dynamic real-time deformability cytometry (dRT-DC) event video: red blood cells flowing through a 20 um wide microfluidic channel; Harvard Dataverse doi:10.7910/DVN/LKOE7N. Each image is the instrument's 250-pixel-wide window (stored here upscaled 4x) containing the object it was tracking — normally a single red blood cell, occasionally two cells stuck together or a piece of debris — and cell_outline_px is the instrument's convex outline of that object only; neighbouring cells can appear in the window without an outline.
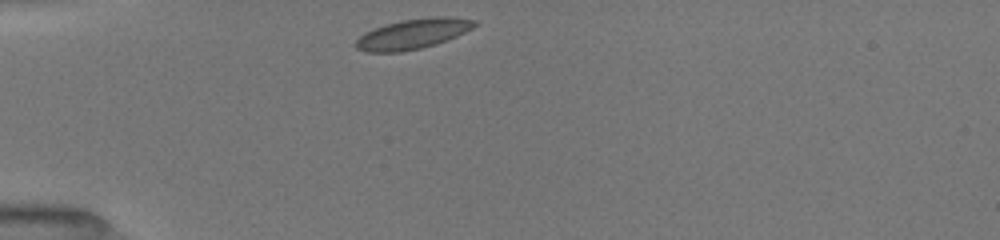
{"species": "common noctule bat (a hibernating species)", "species_latin": "Nyctalus noctula", "temperature_condition": "room temperature", "stored_images_in_passage": 20, "camera_frame_rate_fps": 3000, "um_per_image_px": 0.085, "animal": {"sex": "female", "body_mass_g": 19.5, "forearm_length_mm": 54.1}, "frame": {"image": 1, "passage_image": 1, "time_ms": 0.0, "image_size_px": [1000, 240], "cell_outline_px": [[476, 24], [472, 28], [456, 36], [436, 44], [420, 48], [400, 52], [368, 52], [356, 48], [356, 40], [364, 32], [372, 28], [404, 20], [432, 16], [448, 16], [476, 20]], "centroid_in_image_um": [35.08, 2.87], "position_along_channel_um": 49.9, "area_um2": 20.63}}
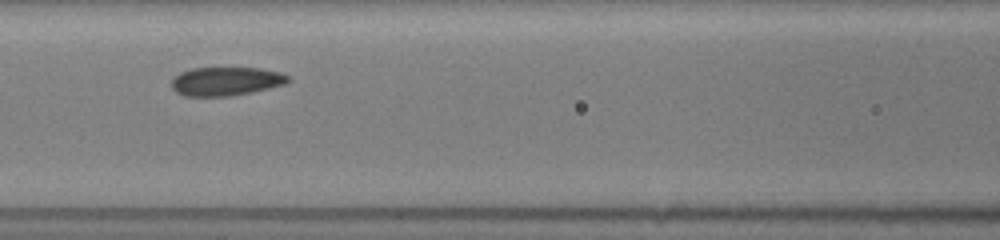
{"frame": {"image": 2, "passage_image": 10, "time_ms": 3.0, "image_size_px": [1000, 240], "cell_outline_px": [[292, 80], [284, 84], [252, 92], [228, 96], [184, 96], [176, 92], [172, 88], [172, 80], [180, 72], [192, 68], [260, 68], [280, 72], [288, 76]], "centroid_in_image_um": [19.21, 6.91], "position_along_channel_um": 147.4, "area_um2": 19.42}}
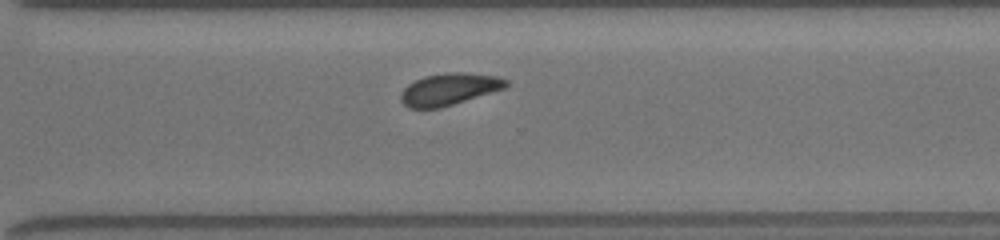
{"frame": {"image": 3, "passage_image": 20, "time_ms": 6.333, "image_size_px": [1000, 240], "cell_outline_px": [[508, 88], [440, 108], [408, 108], [400, 100], [400, 92], [408, 84], [424, 76], [444, 72], [464, 72], [496, 76], [508, 80]], "centroid_in_image_um": [38.19, 7.58], "position_along_channel_um": 332.4, "area_um2": 19.83}}